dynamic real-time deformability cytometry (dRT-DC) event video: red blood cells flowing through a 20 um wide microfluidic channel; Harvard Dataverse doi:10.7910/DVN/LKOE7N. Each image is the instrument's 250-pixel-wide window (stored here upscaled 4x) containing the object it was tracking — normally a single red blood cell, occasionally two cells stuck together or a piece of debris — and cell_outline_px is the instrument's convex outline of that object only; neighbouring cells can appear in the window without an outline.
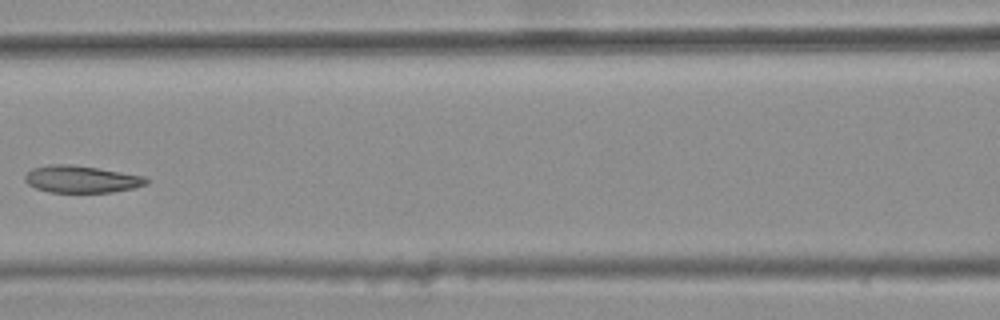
{"species": "common noctule bat (a hibernating species)", "species_latin": "Nyctalus noctula", "temperature_condition": "warm", "stored_images_in_passage": 7, "camera_frame_rate_fps": 3000, "um_per_image_px": 0.085, "animal": {"sex": "female", "body_mass_g": 25.1}, "frame": {"image": 1, "passage_image": 7, "time_ms": 2.0, "image_size_px": [1000, 320], "cell_outline_px": [[148, 180], [144, 184], [132, 188], [112, 192], [48, 192], [36, 188], [28, 184], [24, 180], [24, 176], [32, 168], [48, 164], [72, 164], [144, 176]], "centroid_in_image_um": [6.84, 15.22], "position_along_channel_um": 159.8, "area_um2": 18.96}}